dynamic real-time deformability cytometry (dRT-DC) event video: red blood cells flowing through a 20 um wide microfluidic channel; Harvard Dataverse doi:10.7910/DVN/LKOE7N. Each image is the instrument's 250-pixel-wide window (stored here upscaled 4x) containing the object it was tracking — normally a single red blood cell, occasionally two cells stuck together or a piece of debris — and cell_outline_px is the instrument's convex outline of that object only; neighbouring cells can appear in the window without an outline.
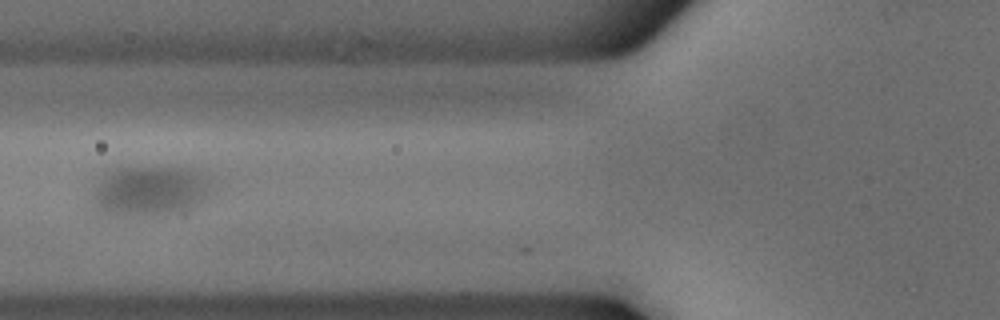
{"species": "common noctule bat (a hibernating species)", "species_latin": "Nyctalus noctula", "temperature_condition": "cold", "stored_images_in_passage": 5, "segment_of_instrument_passage": [2, 2], "camera_frame_rate_fps": 3000, "um_per_image_px": 0.085, "animal": {"sex": "male", "body_mass_g": 18.8}, "frame": {"image": 1, "passage_image": 4, "time_ms": 1.0, "image_size_px": [1000, 320], "cell_outline_px": [[552, 236], [548, 240], [528, 252], [524, 252], [444, 240], [424, 236], [428, 232], [444, 228], [536, 228]], "centroid_in_image_um": [42.04, 20.18], "position_along_channel_um": 83.8, "area_um2": 14.57}}